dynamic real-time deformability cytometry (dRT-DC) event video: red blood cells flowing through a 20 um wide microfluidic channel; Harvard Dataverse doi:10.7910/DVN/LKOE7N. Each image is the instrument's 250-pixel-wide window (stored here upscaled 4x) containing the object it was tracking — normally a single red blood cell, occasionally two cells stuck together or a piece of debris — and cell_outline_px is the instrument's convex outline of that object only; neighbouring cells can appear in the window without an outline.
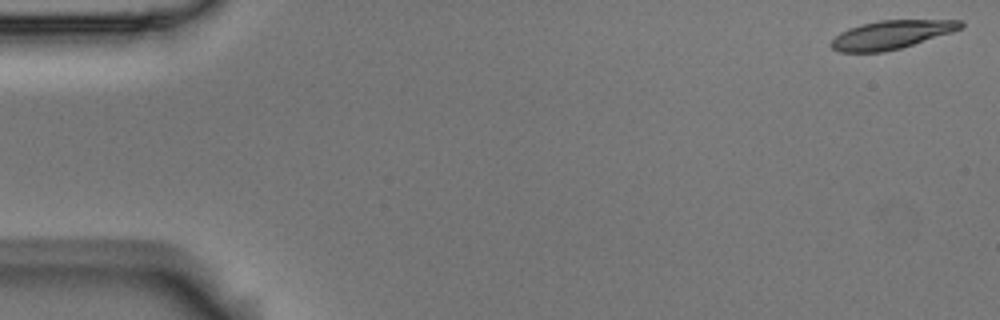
{"species": "Egyptian fruit bat (a non-hibernating species)", "species_latin": "Rousettus aegyptiacus", "temperature_condition": "room temperature", "stored_images_in_passage": 5, "segment_of_instrument_passage": [2, 2], "camera_frame_rate_fps": 3000, "um_per_image_px": 0.085, "animal": {"sex": "male"}, "frame": {"image": 1, "passage_image": 5, "time_ms": 1.333, "image_size_px": [1000, 320], "cell_outline_px": [[964, 24], [960, 28], [952, 32], [900, 48], [884, 52], [840, 52], [832, 48], [828, 44], [840, 32], [848, 28], [860, 24], [880, 20], [960, 20]], "centroid_in_image_um": [75.71, 2.95], "position_along_channel_um": 9.3, "area_um2": 21.39}}